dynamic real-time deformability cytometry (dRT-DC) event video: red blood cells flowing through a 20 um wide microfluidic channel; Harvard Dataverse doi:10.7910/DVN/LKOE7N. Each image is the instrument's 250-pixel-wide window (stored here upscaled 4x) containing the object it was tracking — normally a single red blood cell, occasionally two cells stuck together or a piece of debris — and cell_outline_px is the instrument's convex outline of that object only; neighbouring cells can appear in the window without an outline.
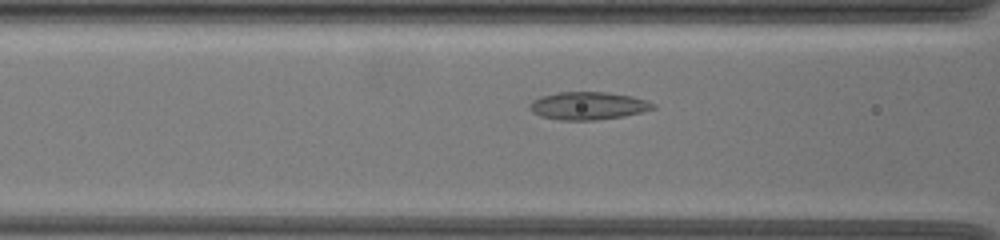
{"species": "common noctule bat (a hibernating species)", "species_latin": "Nyctalus noctula", "temperature_condition": "warm", "stored_images_in_passage": 18, "camera_frame_rate_fps": 3000, "um_per_image_px": 0.085, "animal": {"sex": "female", "body_mass_g": 19.5, "forearm_length_mm": 54.1}, "frame": {"image": 1, "passage_image": 16, "time_ms": 5.0, "image_size_px": [1000, 240], "cell_outline_px": [[656, 108], [624, 116], [596, 120], [560, 120], [540, 116], [532, 112], [528, 108], [528, 104], [532, 100], [540, 96], [556, 92], [608, 92], [632, 96], [656, 104]], "centroid_in_image_um": [49.94, 8.98], "position_along_channel_um": 116.7, "area_um2": 20.11}}